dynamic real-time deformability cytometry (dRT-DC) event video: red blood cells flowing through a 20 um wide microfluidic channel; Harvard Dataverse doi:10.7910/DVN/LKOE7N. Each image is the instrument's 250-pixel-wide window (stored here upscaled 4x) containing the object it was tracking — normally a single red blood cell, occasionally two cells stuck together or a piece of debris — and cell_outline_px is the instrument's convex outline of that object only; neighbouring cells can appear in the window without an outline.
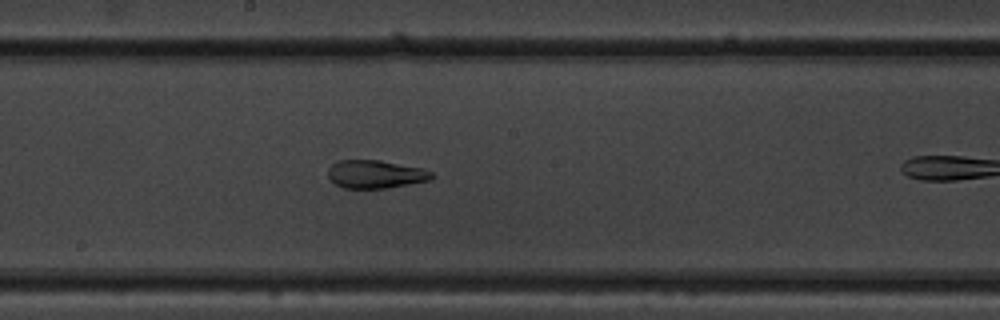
{"species": "common noctule bat (a hibernating species)", "species_latin": "Nyctalus noctula", "temperature_condition": "warm", "stored_images_in_passage": 26, "camera_frame_rate_fps": 3000, "um_per_image_px": 0.085, "animal": {"sex": "male", "body_mass_g": 19.5, "forearm_length_mm": 54.6}, "frame": {"image": 1, "passage_image": 15, "time_ms": 4.667, "image_size_px": [1000, 320], "cell_outline_px": [[436, 176], [432, 180], [384, 188], [344, 188], [336, 184], [328, 176], [328, 168], [336, 160], [380, 160], [424, 168], [432, 172]], "centroid_in_image_um": [31.95, 14.79], "position_along_channel_um": 216.2, "area_um2": 17.11}}